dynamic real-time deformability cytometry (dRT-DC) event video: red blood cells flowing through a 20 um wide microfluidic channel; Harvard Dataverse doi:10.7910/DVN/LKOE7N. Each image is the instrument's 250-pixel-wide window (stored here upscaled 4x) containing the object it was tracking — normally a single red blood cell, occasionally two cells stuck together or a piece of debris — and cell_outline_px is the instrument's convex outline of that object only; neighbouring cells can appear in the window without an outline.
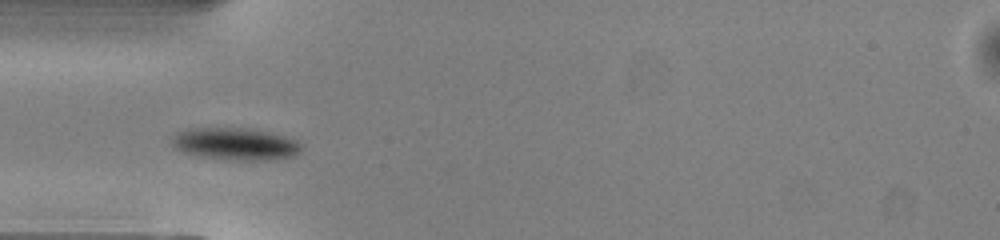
{"species": "common noctule bat (a hibernating species)", "species_latin": "Nyctalus noctula", "temperature_condition": "warm", "stored_images_in_passage": 36, "camera_frame_rate_fps": 3000, "um_per_image_px": 0.085, "animal": {"sex": "male", "body_mass_g": 13.0, "forearm_length_mm": 53.1}, "frame": {"image": 1, "passage_image": 1, "time_ms": 0.0, "image_size_px": [1000, 240], "cell_outline_px": [[300, 152], [292, 156], [268, 160], [228, 160], [196, 156], [172, 148], [172, 136], [176, 132], [192, 128], [252, 128], [284, 136], [296, 140], [300, 144]], "centroid_in_image_um": [19.95, 12.23], "position_along_channel_um": 65.1, "area_um2": 24.45}}
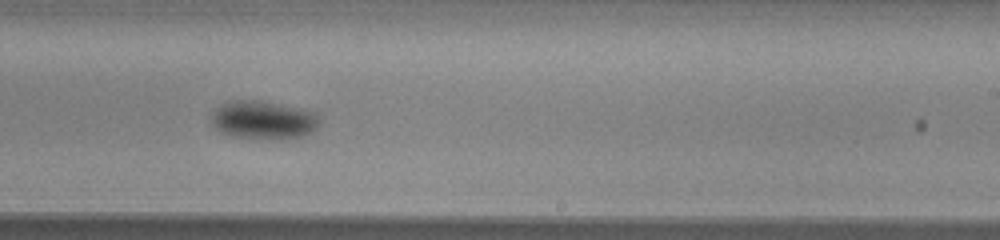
{"frame": {"image": 2, "passage_image": 16, "time_ms": 5.0, "image_size_px": [1000, 240], "cell_outline_px": [[320, 124], [316, 128], [300, 136], [236, 136], [224, 132], [216, 128], [212, 124], [212, 112], [216, 108], [232, 100], [264, 100], [300, 108], [316, 112], [320, 120]], "centroid_in_image_um": [22.4, 10.12], "position_along_channel_um": 266.6, "area_um2": 23.12}}
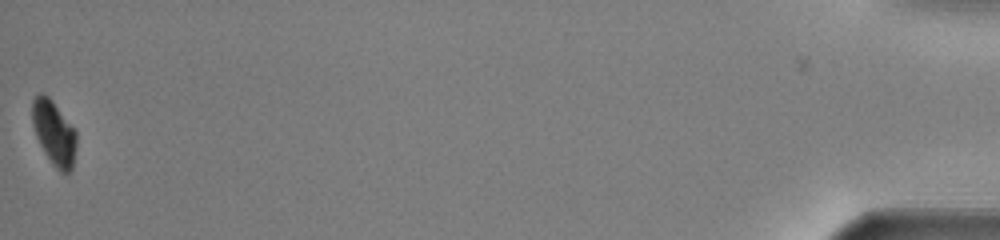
{"frame": {"image": 3, "passage_image": 36, "time_ms": 11.667, "image_size_px": [1000, 240], "cell_outline_px": [[76, 144], [72, 168], [68, 176], [60, 172], [52, 164], [44, 152], [36, 136], [32, 124], [32, 100], [40, 92], [44, 92], [52, 100], [76, 132]], "centroid_in_image_um": [4.58, 11.31], "position_along_channel_um": 430.6, "area_um2": 16.59}, "authors_computed_cell_mechanics": {"area_um2": 23.1489, "velocity_mm_per_s": 4.0443, "shape_relaxation_time_tau1_ms": 1.9178, "shape_relaxation_time_tau2_ms": null, "deformation_change_tau1": 0.0815, "deformation_change_tau2": null}}